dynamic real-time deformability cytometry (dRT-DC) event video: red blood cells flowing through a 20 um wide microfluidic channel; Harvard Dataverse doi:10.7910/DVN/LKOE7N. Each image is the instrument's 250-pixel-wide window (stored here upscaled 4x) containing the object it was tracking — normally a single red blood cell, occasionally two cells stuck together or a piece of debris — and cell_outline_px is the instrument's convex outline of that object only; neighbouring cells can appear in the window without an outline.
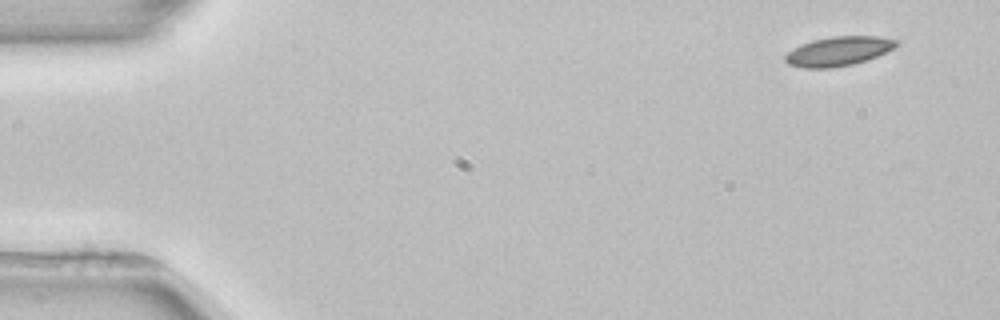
{"species": "common noctule bat (a hibernating species)", "species_latin": "Nyctalus noctula", "temperature_condition": "room temperature", "stored_images_in_passage": 5, "camera_frame_rate_fps": 3000, "um_per_image_px": 0.085, "animal": {"sex": "female", "body_mass_g": 22.7, "forearm_length_mm": 54.2}, "frame": {"image": 1, "passage_image": 1, "time_ms": 0.0, "image_size_px": [1000, 320], "cell_outline_px": [[900, 44], [896, 48], [876, 56], [852, 64], [832, 68], [804, 68], [788, 64], [784, 60], [784, 56], [792, 48], [800, 44], [812, 40], [836, 36], [880, 36], [900, 40]], "centroid_in_image_um": [71.29, 4.34], "position_along_channel_um": 13.7, "area_um2": 19.13}}
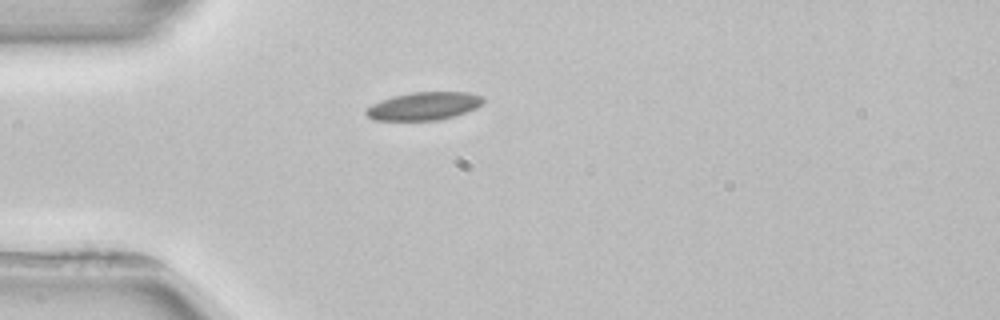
{"frame": {"image": 2, "passage_image": 4, "time_ms": 3.667, "image_size_px": [1000, 320], "cell_outline_px": [[484, 104], [476, 108], [456, 116], [440, 120], [372, 120], [364, 112], [364, 108], [380, 100], [392, 96], [412, 92], [468, 92], [484, 96]], "centroid_in_image_um": [36.04, 9.01], "position_along_channel_um": 49.0, "area_um2": 19.42}}